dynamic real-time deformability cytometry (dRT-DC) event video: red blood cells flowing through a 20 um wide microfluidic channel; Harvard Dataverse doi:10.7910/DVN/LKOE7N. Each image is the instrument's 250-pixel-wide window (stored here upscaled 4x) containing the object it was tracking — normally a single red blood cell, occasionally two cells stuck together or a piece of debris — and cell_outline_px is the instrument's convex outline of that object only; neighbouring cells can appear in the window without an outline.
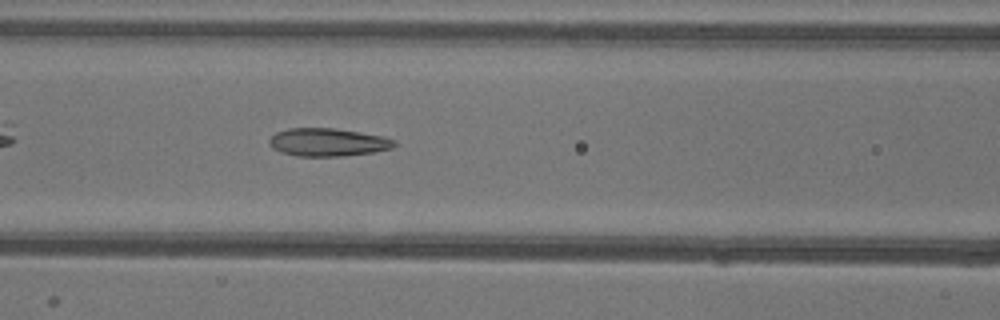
{"species": "common noctule bat (a hibernating species)", "species_latin": "Nyctalus noctula", "temperature_condition": "warm", "stored_images_in_passage": 25, "camera_frame_rate_fps": 3000, "um_per_image_px": 0.085, "animal": {"sex": "female"}, "frame": {"image": 1, "passage_image": 10, "time_ms": 3.0, "image_size_px": [1000, 320], "cell_outline_px": [[396, 144], [392, 148], [376, 152], [340, 156], [296, 156], [280, 152], [272, 148], [268, 144], [268, 140], [276, 132], [288, 128], [336, 128], [360, 132], [380, 136], [396, 140]], "centroid_in_image_um": [27.84, 12.09], "position_along_channel_um": 138.8, "area_um2": 20.52}}
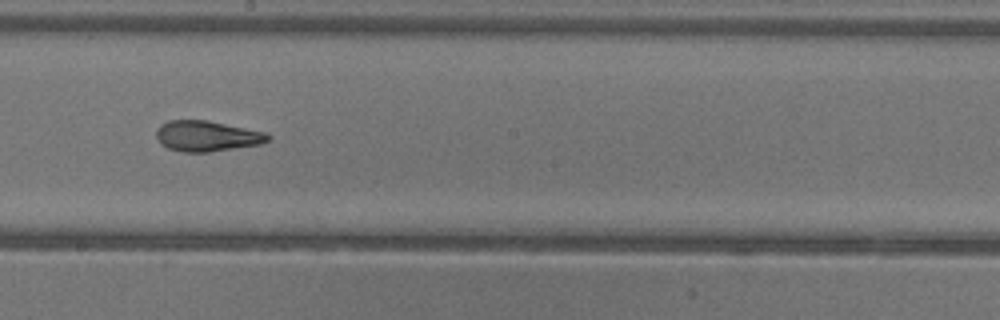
{"frame": {"image": 2, "passage_image": 17, "time_ms": 5.333, "image_size_px": [1000, 320], "cell_outline_px": [[272, 140], [260, 144], [208, 152], [184, 152], [168, 148], [160, 144], [156, 136], [156, 128], [160, 124], [168, 120], [208, 120], [264, 132], [272, 136]], "centroid_in_image_um": [17.57, 11.56], "position_along_channel_um": 230.6, "area_um2": 20.0}}
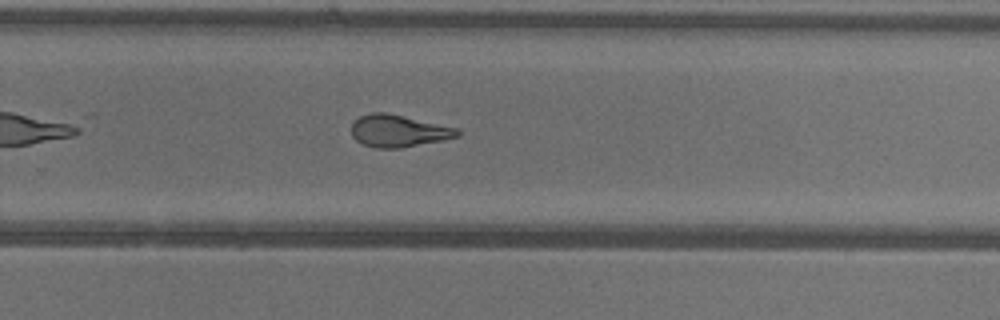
{"frame": {"image": 3, "passage_image": 22, "time_ms": 7.0, "image_size_px": [1000, 320], "cell_outline_px": [[460, 136], [444, 140], [400, 148], [376, 148], [364, 144], [356, 140], [352, 136], [352, 124], [360, 116], [368, 112], [388, 112], [456, 128], [460, 132]], "centroid_in_image_um": [33.86, 11.12], "position_along_channel_um": 295.9, "area_um2": 19.83}}